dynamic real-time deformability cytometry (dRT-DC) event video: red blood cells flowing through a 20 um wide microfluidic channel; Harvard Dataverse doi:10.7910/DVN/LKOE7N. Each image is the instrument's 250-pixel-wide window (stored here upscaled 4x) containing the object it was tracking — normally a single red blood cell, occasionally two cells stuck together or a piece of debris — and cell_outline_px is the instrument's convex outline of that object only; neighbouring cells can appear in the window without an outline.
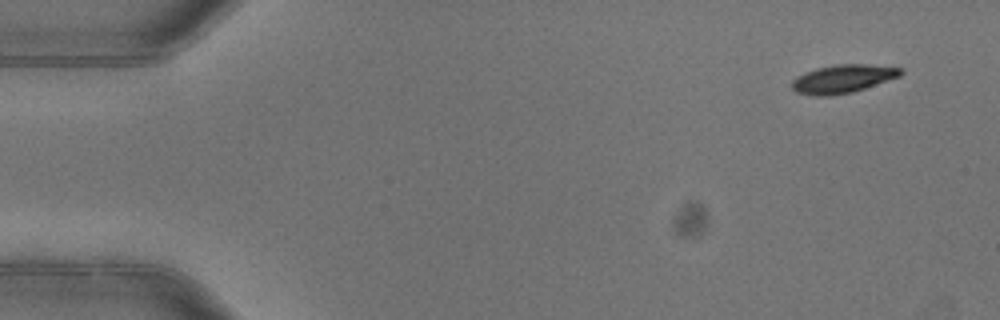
{"species": "common noctule bat (a hibernating species)", "species_latin": "Nyctalus noctula", "temperature_condition": "warm", "stored_images_in_passage": 5, "camera_frame_rate_fps": 3000, "um_per_image_px": 0.085, "animal": {"sex": "female"}, "frame": {"image": 1, "passage_image": 1, "time_ms": 0.0, "image_size_px": [1000, 320], "cell_outline_px": [[904, 72], [900, 76], [852, 92], [828, 96], [816, 96], [796, 92], [792, 88], [792, 80], [796, 76], [804, 72], [816, 68], [836, 64], [864, 64], [904, 68]], "centroid_in_image_um": [71.62, 6.69], "position_along_channel_um": 13.4, "area_um2": 17.92}}
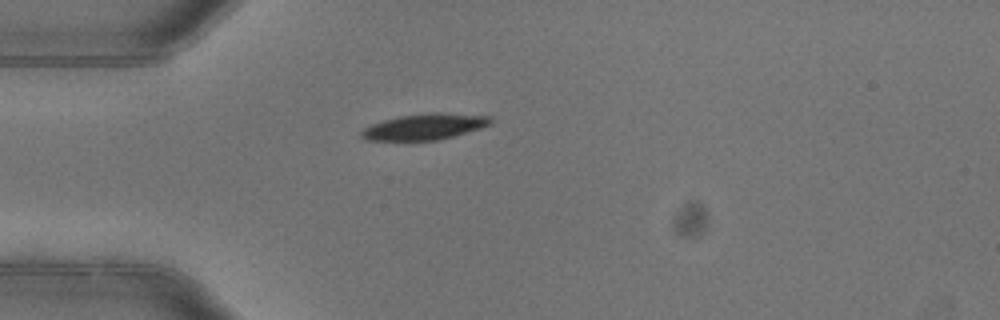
{"frame": {"image": 2, "passage_image": 4, "time_ms": 1.0, "image_size_px": [1000, 320], "cell_outline_px": [[492, 124], [480, 128], [452, 136], [436, 140], [364, 140], [360, 136], [360, 132], [364, 128], [372, 124], [384, 120], [400, 116], [432, 112], [440, 112], [492, 116]], "centroid_in_image_um": [36.1, 10.76], "position_along_channel_um": 48.9, "area_um2": 19.48}}